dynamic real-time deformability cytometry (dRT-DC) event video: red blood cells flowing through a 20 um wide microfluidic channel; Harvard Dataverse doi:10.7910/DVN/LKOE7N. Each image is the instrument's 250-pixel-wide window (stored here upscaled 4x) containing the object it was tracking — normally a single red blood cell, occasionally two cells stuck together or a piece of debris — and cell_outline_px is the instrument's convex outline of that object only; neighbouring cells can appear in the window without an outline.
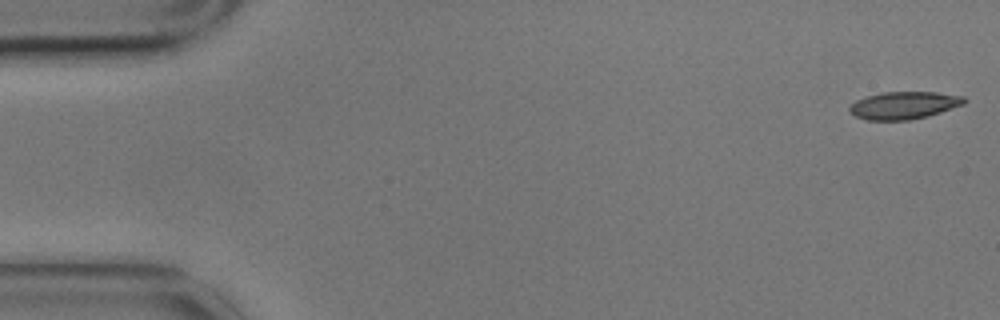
{"species": "common noctule bat (a hibernating species)", "species_latin": "Nyctalus noctula", "temperature_condition": "cold", "stored_images_in_passage": 3, "camera_frame_rate_fps": 3000, "um_per_image_px": 0.085, "animal": {"sex": "male", "body_mass_g": 17.9}, "frame": {"image": 1, "passage_image": 1, "time_ms": 0.0, "image_size_px": [1000, 320], "cell_outline_px": [[968, 100], [964, 104], [928, 116], [908, 120], [868, 120], [856, 116], [848, 112], [848, 108], [856, 100], [868, 96], [884, 92], [936, 92], [964, 96]], "centroid_in_image_um": [76.85, 8.95], "position_along_channel_um": 8.2, "area_um2": 18.32}}